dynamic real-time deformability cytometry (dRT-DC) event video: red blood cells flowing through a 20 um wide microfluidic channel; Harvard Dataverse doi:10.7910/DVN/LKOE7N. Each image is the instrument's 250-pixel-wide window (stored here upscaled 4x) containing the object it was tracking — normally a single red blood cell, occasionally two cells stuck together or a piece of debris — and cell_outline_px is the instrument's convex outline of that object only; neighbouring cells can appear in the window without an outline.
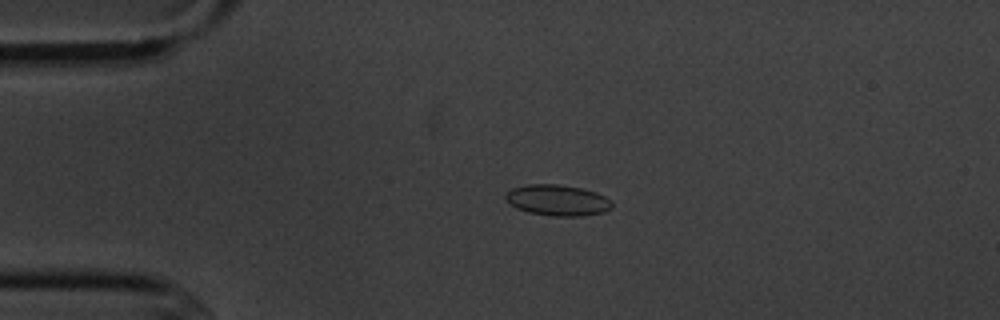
{"species": "common noctule bat (a hibernating species)", "species_latin": "Nyctalus noctula", "temperature_condition": "cold", "stored_images_in_passage": 3, "camera_frame_rate_fps": 3000, "um_per_image_px": 0.085, "animal": {"sex": "male", "body_mass_g": 20.1, "forearm_length_mm": 53.5}, "frame": {"image": 1, "passage_image": 2, "time_ms": 2.0, "image_size_px": [1000, 320], "cell_outline_px": [[612, 208], [604, 212], [580, 216], [552, 216], [528, 212], [516, 208], [504, 196], [512, 188], [528, 184], [560, 184], [580, 188], [596, 192], [612, 200]], "centroid_in_image_um": [47.42, 17.02], "position_along_channel_um": 37.6, "area_um2": 19.13}}